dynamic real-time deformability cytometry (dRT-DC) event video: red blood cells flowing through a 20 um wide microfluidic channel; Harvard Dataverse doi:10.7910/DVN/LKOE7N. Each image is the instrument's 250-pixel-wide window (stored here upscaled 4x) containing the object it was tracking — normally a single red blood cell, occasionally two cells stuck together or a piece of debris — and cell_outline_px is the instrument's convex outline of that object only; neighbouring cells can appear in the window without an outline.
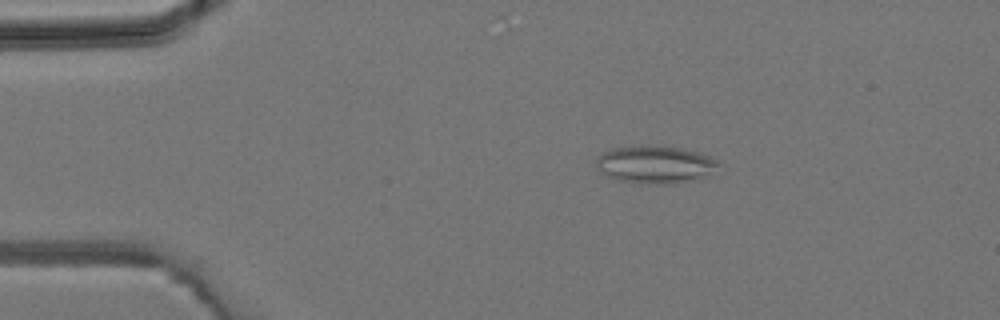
{"species": "common noctule bat (a hibernating species)", "species_latin": "Nyctalus noctula", "temperature_condition": "room temperature", "stored_images_in_passage": 4, "camera_frame_rate_fps": 3000, "um_per_image_px": 0.085, "animal": {"sex": "male", "body_mass_g": 19.2, "forearm_length_mm": 51.8}, "frame": {"image": 1, "passage_image": 2, "time_ms": 1.0, "image_size_px": [1000, 320], "cell_outline_px": [[720, 164], [708, 176], [696, 180], [672, 184], [640, 184], [612, 180], [600, 172], [596, 168], [596, 156], [612, 148], [640, 144], [684, 148], [708, 156], [716, 160]], "centroid_in_image_um": [55.63, 13.99], "position_along_channel_um": 29.4, "area_um2": 27.57}}